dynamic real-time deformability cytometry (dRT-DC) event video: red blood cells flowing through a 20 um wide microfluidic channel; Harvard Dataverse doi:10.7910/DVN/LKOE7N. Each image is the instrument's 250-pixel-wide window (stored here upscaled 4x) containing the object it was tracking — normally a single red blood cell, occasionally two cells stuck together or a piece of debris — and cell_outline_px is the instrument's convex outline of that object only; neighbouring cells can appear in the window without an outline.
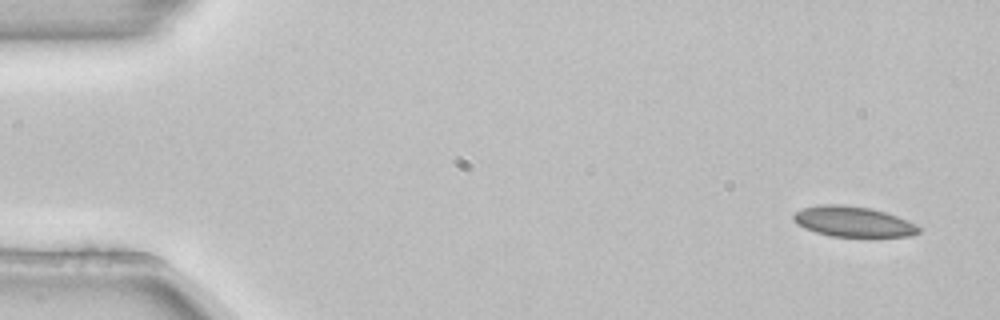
{"species": "common noctule bat (a hibernating species)", "species_latin": "Nyctalus noctula", "temperature_condition": "room temperature", "stored_images_in_passage": 5, "camera_frame_rate_fps": 3000, "um_per_image_px": 0.085, "animal": {"sex": "female", "body_mass_g": 22.7, "forearm_length_mm": 54.2}, "frame": {"image": 1, "passage_image": 1, "time_ms": 0.0, "image_size_px": [1000, 320], "cell_outline_px": [[920, 232], [908, 236], [832, 236], [816, 232], [804, 228], [796, 224], [792, 220], [792, 216], [796, 212], [804, 208], [824, 204], [840, 204], [868, 208], [884, 212], [896, 216], [916, 224], [920, 228]], "centroid_in_image_um": [72.48, 18.84], "position_along_channel_um": 12.5, "area_um2": 21.85}}
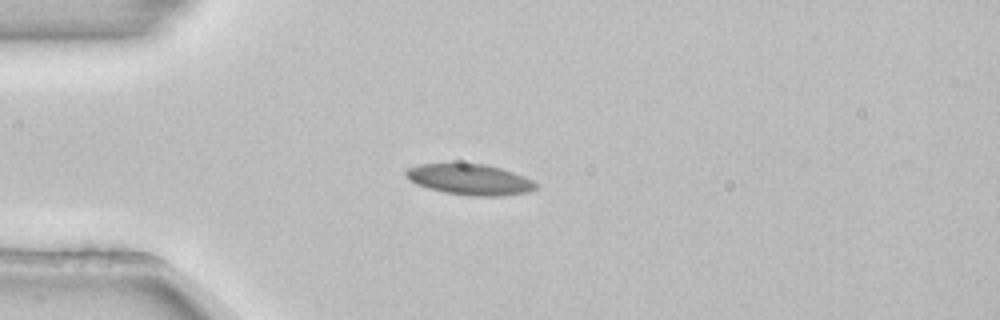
{"frame": {"image": 2, "passage_image": 4, "time_ms": 1.0, "image_size_px": [1000, 320], "cell_outline_px": [[540, 184], [536, 188], [528, 192], [500, 196], [472, 196], [444, 192], [428, 188], [416, 184], [408, 180], [404, 176], [404, 172], [408, 168], [420, 164], [484, 164], [500, 168], [524, 176]], "centroid_in_image_um": [39.93, 15.26], "position_along_channel_um": 45.1, "area_um2": 23.29}}
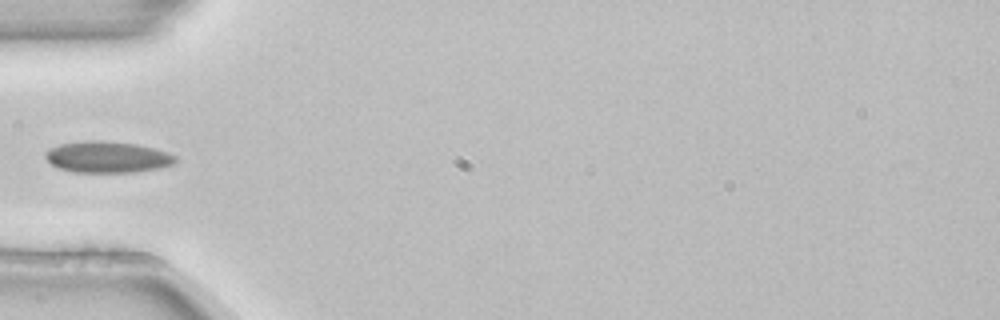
{"frame": {"image": 3, "passage_image": 5, "time_ms": 1.333, "image_size_px": [1000, 320], "cell_outline_px": [[176, 160], [172, 164], [160, 168], [132, 172], [76, 172], [60, 168], [52, 164], [44, 156], [44, 152], [48, 148], [60, 144], [84, 140], [104, 140], [136, 144], [168, 152], [176, 156]], "centroid_in_image_um": [9.1, 13.33], "position_along_channel_um": 75.9, "area_um2": 23.76}}